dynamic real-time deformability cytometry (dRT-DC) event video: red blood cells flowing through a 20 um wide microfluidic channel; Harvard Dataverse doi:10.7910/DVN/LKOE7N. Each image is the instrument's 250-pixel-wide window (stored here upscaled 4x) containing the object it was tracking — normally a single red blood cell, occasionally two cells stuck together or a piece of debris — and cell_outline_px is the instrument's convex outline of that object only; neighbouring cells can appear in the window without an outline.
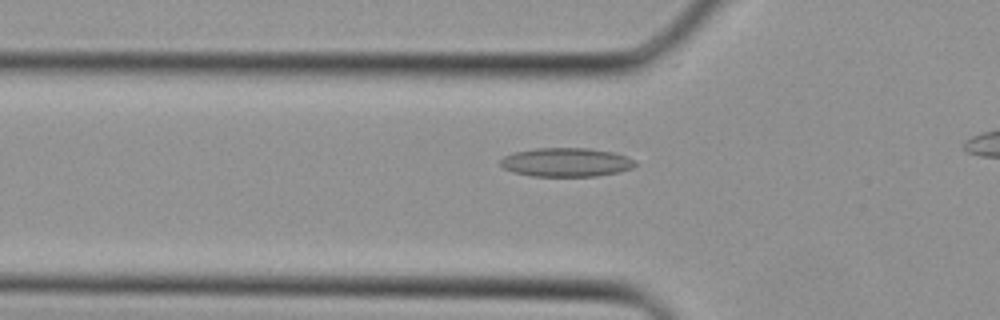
{"species": "Egyptian fruit bat (a non-hibernating species)", "species_latin": "Rousettus aegyptiacus", "temperature_condition": "cold", "stored_images_in_passage": 27, "camera_frame_rate_fps": 3000, "um_per_image_px": 0.085, "animal": {"sex": "female"}, "frame": {"image": 1, "passage_image": 9, "time_ms": 2.667, "image_size_px": [1000, 320], "cell_outline_px": [[636, 164], [632, 168], [620, 172], [596, 176], [532, 176], [512, 172], [504, 168], [500, 164], [500, 160], [504, 156], [512, 152], [536, 148], [592, 148], [612, 152], [636, 160]], "centroid_in_image_um": [48.11, 13.79], "position_along_channel_um": 77.7, "area_um2": 22.77}}
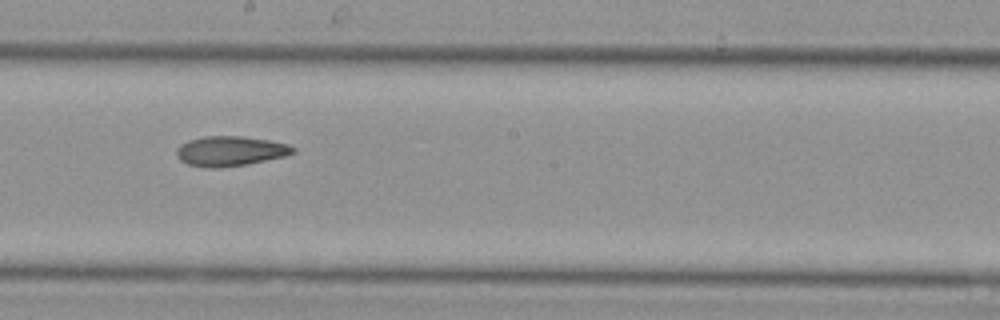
{"frame": {"image": 2, "passage_image": 17, "time_ms": 5.333, "image_size_px": [1000, 320], "cell_outline_px": [[296, 152], [288, 156], [248, 164], [220, 168], [208, 168], [188, 164], [180, 160], [176, 156], [176, 148], [180, 144], [188, 140], [204, 136], [244, 136], [268, 140], [288, 144], [296, 148]], "centroid_in_image_um": [19.59, 12.84], "position_along_channel_um": 228.6, "area_um2": 20.63}}
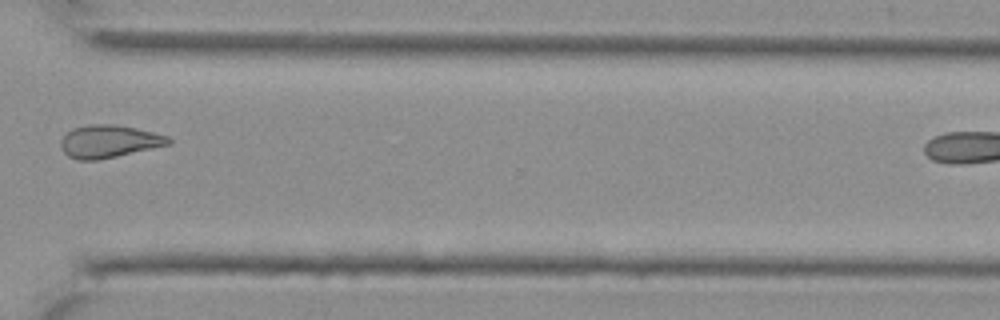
{"frame": {"image": 3, "passage_image": 24, "time_ms": 7.667, "image_size_px": [1000, 320], "cell_outline_px": [[172, 144], [116, 156], [96, 160], [76, 160], [68, 156], [60, 148], [60, 140], [72, 128], [88, 124], [116, 124], [136, 128], [168, 136], [172, 140]], "centroid_in_image_um": [9.25, 12.01], "position_along_channel_um": 361.4, "area_um2": 20.58}}